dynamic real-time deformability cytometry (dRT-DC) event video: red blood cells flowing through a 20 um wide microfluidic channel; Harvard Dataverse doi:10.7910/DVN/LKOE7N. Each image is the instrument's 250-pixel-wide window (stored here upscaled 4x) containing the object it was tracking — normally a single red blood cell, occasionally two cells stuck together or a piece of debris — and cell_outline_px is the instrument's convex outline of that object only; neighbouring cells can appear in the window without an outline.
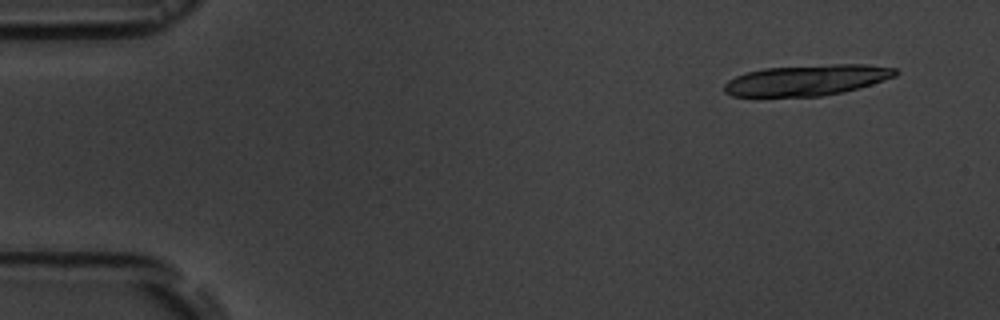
{"species": "common noctule bat (a hibernating species)", "species_latin": "Nyctalus noctula", "temperature_condition": "room temperature", "stored_images_in_passage": 4, "camera_frame_rate_fps": 3000, "um_per_image_px": 0.085, "animal": {"sex": "male", "body_mass_g": 19.5, "forearm_length_mm": 54.6}, "frame": {"image": 1, "passage_image": 1, "time_ms": 0.0, "image_size_px": [1000, 320], "cell_outline_px": [[900, 72], [896, 76], [860, 88], [820, 96], [732, 96], [724, 92], [724, 84], [728, 80], [736, 76], [748, 72], [764, 68], [832, 64], [864, 64], [896, 68]], "centroid_in_image_um": [68.61, 6.8], "position_along_channel_um": 16.4, "area_um2": 30.63}}